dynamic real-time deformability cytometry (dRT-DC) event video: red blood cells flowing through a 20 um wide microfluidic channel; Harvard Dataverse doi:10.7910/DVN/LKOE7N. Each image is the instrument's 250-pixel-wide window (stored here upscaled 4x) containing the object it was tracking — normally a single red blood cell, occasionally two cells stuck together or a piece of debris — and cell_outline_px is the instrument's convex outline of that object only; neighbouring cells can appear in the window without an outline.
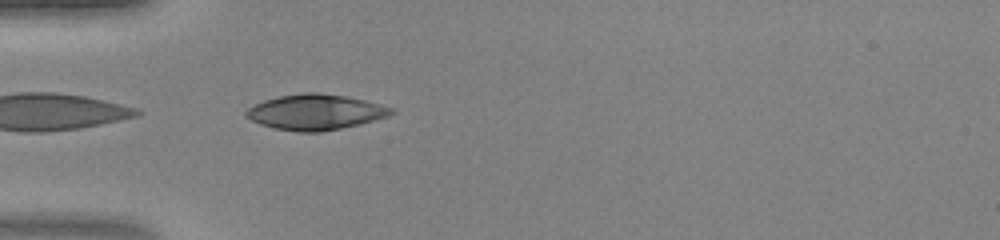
{"species": "human", "species_latin": "Homo sapiens", "temperature_condition": "warm", "stored_images_in_passage": 14, "camera_frame_rate_fps": 3000, "um_per_image_px": 0.085, "donor": {"sex": "female"}, "frame": {"image": 1, "passage_image": 1, "time_ms": 0.0, "image_size_px": [1000, 240], "cell_outline_px": [[396, 112], [388, 116], [360, 124], [320, 132], [296, 132], [276, 128], [260, 124], [244, 116], [244, 112], [248, 108], [264, 100], [280, 96], [304, 92], [316, 92], [344, 96], [364, 100], [392, 108]], "centroid_in_image_um": [26.79, 9.53], "position_along_channel_um": 58.2, "area_um2": 29.77}}
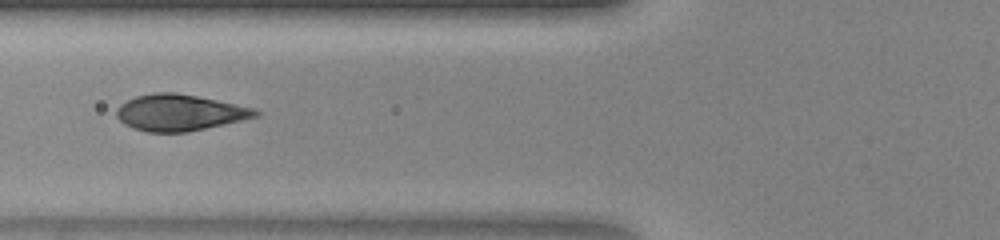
{"frame": {"image": 2, "passage_image": 5, "time_ms": 1.333, "image_size_px": [1000, 240], "cell_outline_px": [[260, 116], [188, 132], [148, 132], [132, 128], [124, 124], [116, 116], [116, 108], [120, 104], [136, 96], [156, 92], [176, 92], [256, 108], [260, 112]], "centroid_in_image_um": [15.26, 9.57], "position_along_channel_um": 110.5, "area_um2": 29.42}}